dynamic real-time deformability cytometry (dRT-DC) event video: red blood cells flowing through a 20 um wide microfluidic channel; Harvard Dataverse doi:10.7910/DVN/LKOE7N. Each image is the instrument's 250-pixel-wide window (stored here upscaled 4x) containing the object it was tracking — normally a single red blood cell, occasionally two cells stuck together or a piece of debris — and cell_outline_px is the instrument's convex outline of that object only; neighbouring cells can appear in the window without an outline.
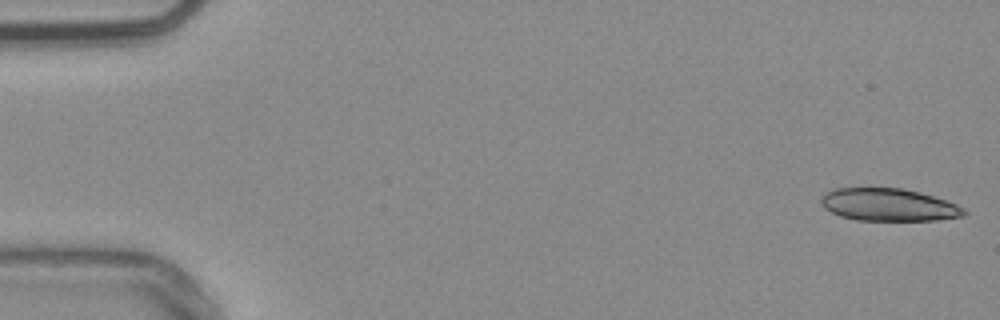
{"species": "common noctule bat (a hibernating species)", "species_latin": "Nyctalus noctula", "temperature_condition": "warm", "stored_images_in_passage": 21, "camera_frame_rate_fps": 3000, "um_per_image_px": 0.085, "animal": {"sex": "male", "body_mass_g": 20.4}, "frame": {"image": 1, "passage_image": 1, "time_ms": 0.0, "image_size_px": [1000, 320], "cell_outline_px": [[968, 212], [964, 216], [936, 220], [856, 220], [840, 216], [824, 208], [820, 204], [820, 200], [828, 192], [836, 188], [904, 188], [920, 192], [956, 204], [964, 208]], "centroid_in_image_um": [75.55, 17.41], "position_along_channel_um": 9.5, "area_um2": 26.99}}
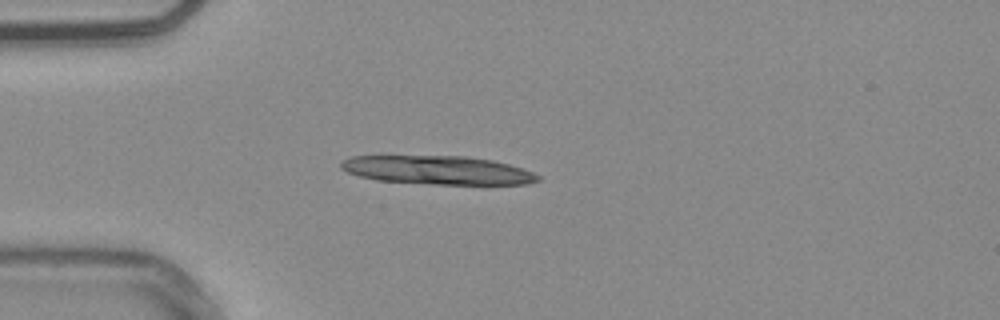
{"frame": {"image": 2, "passage_image": 14, "time_ms": 4.333, "image_size_px": [1000, 320], "cell_outline_px": [[540, 180], [528, 184], [436, 184], [376, 180], [360, 176], [348, 172], [340, 168], [340, 164], [344, 160], [352, 156], [464, 156], [492, 160], [508, 164], [532, 172], [540, 176]], "centroid_in_image_um": [37.2, 14.46], "position_along_channel_um": 47.8, "area_um2": 32.54}}